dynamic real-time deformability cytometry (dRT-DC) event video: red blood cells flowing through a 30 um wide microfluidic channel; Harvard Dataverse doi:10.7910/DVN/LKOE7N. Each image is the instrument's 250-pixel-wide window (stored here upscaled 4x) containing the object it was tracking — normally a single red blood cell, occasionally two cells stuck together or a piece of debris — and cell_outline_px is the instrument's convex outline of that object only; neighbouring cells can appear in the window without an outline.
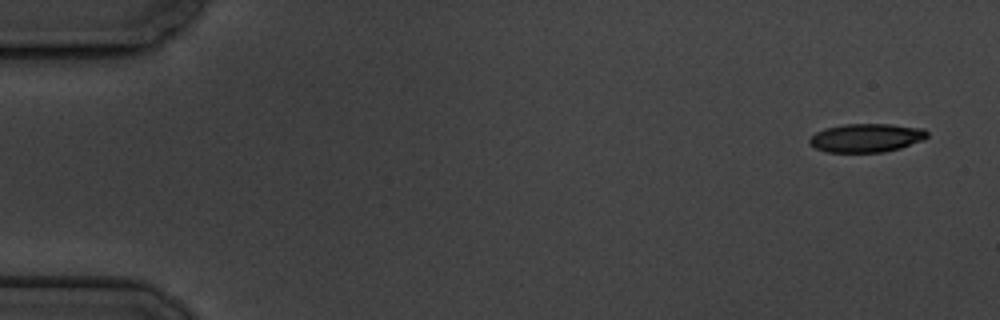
{"species": "common noctule bat (a hibernating species)", "species_latin": "Nyctalus noctula", "temperature_condition": "cold", "stored_images_in_passage": 5, "camera_frame_rate_fps": 3000, "um_per_image_px": 0.085, "animal": {"sex": "male", "body_mass_g": 19.5, "forearm_length_mm": 54.6}, "frame": {"image": 1, "passage_image": 1, "time_ms": 0.0, "image_size_px": [1000, 320], "cell_outline_px": [[928, 136], [924, 140], [900, 148], [884, 152], [824, 152], [808, 144], [808, 140], [816, 132], [824, 128], [844, 124], [892, 124], [924, 128], [928, 132]], "centroid_in_image_um": [73.64, 11.71], "position_along_channel_um": 11.4, "area_um2": 19.83}}
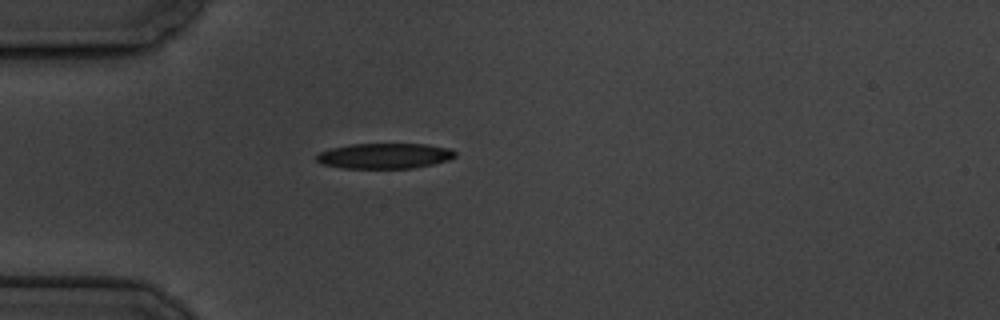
{"frame": {"image": 2, "passage_image": 5, "time_ms": 4.667, "image_size_px": [1000, 320], "cell_outline_px": [[456, 156], [448, 160], [432, 164], [412, 168], [340, 168], [320, 164], [316, 160], [316, 156], [320, 152], [332, 148], [352, 144], [428, 144], [452, 148], [456, 152]], "centroid_in_image_um": [32.7, 13.25], "position_along_channel_um": 52.3, "area_um2": 20.63}}